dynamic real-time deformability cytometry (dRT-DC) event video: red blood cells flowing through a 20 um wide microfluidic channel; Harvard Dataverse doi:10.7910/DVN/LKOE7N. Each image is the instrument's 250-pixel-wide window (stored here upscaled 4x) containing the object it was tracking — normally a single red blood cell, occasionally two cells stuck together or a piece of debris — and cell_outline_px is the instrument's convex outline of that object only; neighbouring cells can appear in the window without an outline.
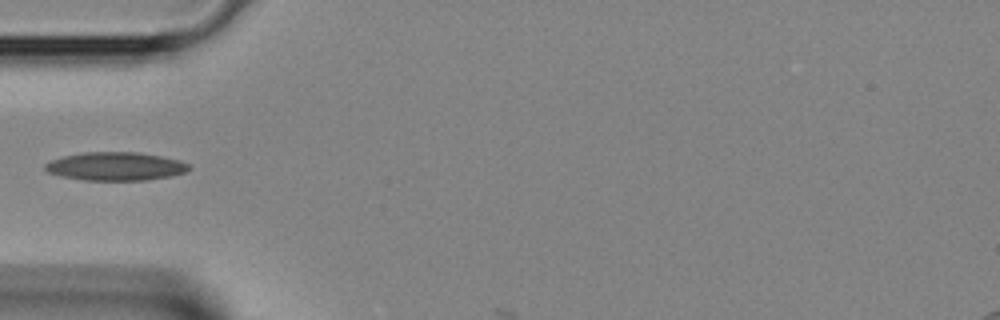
{"species": "Egyptian fruit bat (a non-hibernating species)", "species_latin": "Rousettus aegyptiacus", "temperature_condition": "room temperature", "stored_images_in_passage": 1, "camera_frame_rate_fps": 3000, "um_per_image_px": 0.085, "animal": {"sex": "female"}, "frame": {"image": 1, "passage_image": 1, "time_ms": 0.0, "image_size_px": [1000, 320], "cell_outline_px": [[192, 168], [184, 172], [172, 176], [148, 180], [84, 180], [60, 176], [48, 172], [44, 168], [44, 164], [52, 160], [64, 156], [84, 152], [136, 152], [160, 156], [180, 160], [188, 164]], "centroid_in_image_um": [9.83, 14.14], "position_along_channel_um": 75.2, "area_um2": 23.76}}